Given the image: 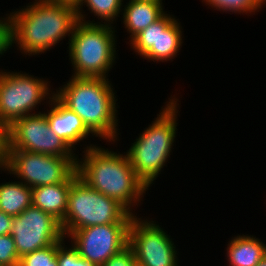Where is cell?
Instances as JSON below:
<instances>
[{
	"instance_id": "cell-1",
	"label": "cell",
	"mask_w": 266,
	"mask_h": 266,
	"mask_svg": "<svg viewBox=\"0 0 266 266\" xmlns=\"http://www.w3.org/2000/svg\"><path fill=\"white\" fill-rule=\"evenodd\" d=\"M16 10L9 13L12 46L30 57L70 40L78 21L76 6L60 1L34 0Z\"/></svg>"
},
{
	"instance_id": "cell-17",
	"label": "cell",
	"mask_w": 266,
	"mask_h": 266,
	"mask_svg": "<svg viewBox=\"0 0 266 266\" xmlns=\"http://www.w3.org/2000/svg\"><path fill=\"white\" fill-rule=\"evenodd\" d=\"M226 248L228 266H257L266 255V244L254 235L238 234L229 239Z\"/></svg>"
},
{
	"instance_id": "cell-7",
	"label": "cell",
	"mask_w": 266,
	"mask_h": 266,
	"mask_svg": "<svg viewBox=\"0 0 266 266\" xmlns=\"http://www.w3.org/2000/svg\"><path fill=\"white\" fill-rule=\"evenodd\" d=\"M50 83L23 71L0 70V121L9 126L16 119L38 113L35 109L41 103L48 105L55 96Z\"/></svg>"
},
{
	"instance_id": "cell-15",
	"label": "cell",
	"mask_w": 266,
	"mask_h": 266,
	"mask_svg": "<svg viewBox=\"0 0 266 266\" xmlns=\"http://www.w3.org/2000/svg\"><path fill=\"white\" fill-rule=\"evenodd\" d=\"M126 3V4H125ZM123 4L121 22L131 40L150 24L159 20L166 12L163 2L129 0Z\"/></svg>"
},
{
	"instance_id": "cell-24",
	"label": "cell",
	"mask_w": 266,
	"mask_h": 266,
	"mask_svg": "<svg viewBox=\"0 0 266 266\" xmlns=\"http://www.w3.org/2000/svg\"><path fill=\"white\" fill-rule=\"evenodd\" d=\"M6 16V17H5ZM0 17V58L12 49L11 20L9 14Z\"/></svg>"
},
{
	"instance_id": "cell-13",
	"label": "cell",
	"mask_w": 266,
	"mask_h": 266,
	"mask_svg": "<svg viewBox=\"0 0 266 266\" xmlns=\"http://www.w3.org/2000/svg\"><path fill=\"white\" fill-rule=\"evenodd\" d=\"M10 235L14 239L19 258L64 238L60 222L33 205L13 217Z\"/></svg>"
},
{
	"instance_id": "cell-11",
	"label": "cell",
	"mask_w": 266,
	"mask_h": 266,
	"mask_svg": "<svg viewBox=\"0 0 266 266\" xmlns=\"http://www.w3.org/2000/svg\"><path fill=\"white\" fill-rule=\"evenodd\" d=\"M176 18L166 12L128 42L130 49L149 62H172L184 43L183 27Z\"/></svg>"
},
{
	"instance_id": "cell-19",
	"label": "cell",
	"mask_w": 266,
	"mask_h": 266,
	"mask_svg": "<svg viewBox=\"0 0 266 266\" xmlns=\"http://www.w3.org/2000/svg\"><path fill=\"white\" fill-rule=\"evenodd\" d=\"M32 205V188L21 181L0 183V211L12 217Z\"/></svg>"
},
{
	"instance_id": "cell-23",
	"label": "cell",
	"mask_w": 266,
	"mask_h": 266,
	"mask_svg": "<svg viewBox=\"0 0 266 266\" xmlns=\"http://www.w3.org/2000/svg\"><path fill=\"white\" fill-rule=\"evenodd\" d=\"M19 255L10 234L0 236V266H18Z\"/></svg>"
},
{
	"instance_id": "cell-8",
	"label": "cell",
	"mask_w": 266,
	"mask_h": 266,
	"mask_svg": "<svg viewBox=\"0 0 266 266\" xmlns=\"http://www.w3.org/2000/svg\"><path fill=\"white\" fill-rule=\"evenodd\" d=\"M76 163L77 157L9 150L8 164L4 172L34 188L65 182L76 171Z\"/></svg>"
},
{
	"instance_id": "cell-12",
	"label": "cell",
	"mask_w": 266,
	"mask_h": 266,
	"mask_svg": "<svg viewBox=\"0 0 266 266\" xmlns=\"http://www.w3.org/2000/svg\"><path fill=\"white\" fill-rule=\"evenodd\" d=\"M130 224H104L74 230L66 238L78 254L93 266H102L128 246ZM70 238V239H69Z\"/></svg>"
},
{
	"instance_id": "cell-10",
	"label": "cell",
	"mask_w": 266,
	"mask_h": 266,
	"mask_svg": "<svg viewBox=\"0 0 266 266\" xmlns=\"http://www.w3.org/2000/svg\"><path fill=\"white\" fill-rule=\"evenodd\" d=\"M9 150H22L58 157L78 155L50 129L43 111L16 119L8 126Z\"/></svg>"
},
{
	"instance_id": "cell-2",
	"label": "cell",
	"mask_w": 266,
	"mask_h": 266,
	"mask_svg": "<svg viewBox=\"0 0 266 266\" xmlns=\"http://www.w3.org/2000/svg\"><path fill=\"white\" fill-rule=\"evenodd\" d=\"M81 157L77 156L78 177L89 187L122 204L137 216L134 207L143 203L148 186L137 176L126 152L99 144H85ZM104 147V148H102ZM134 210V211H133Z\"/></svg>"
},
{
	"instance_id": "cell-14",
	"label": "cell",
	"mask_w": 266,
	"mask_h": 266,
	"mask_svg": "<svg viewBox=\"0 0 266 266\" xmlns=\"http://www.w3.org/2000/svg\"><path fill=\"white\" fill-rule=\"evenodd\" d=\"M49 110L44 111L50 129L62 139L74 152L76 145L86 142L92 133L86 128L82 119L69 108L64 106L55 96L48 104ZM79 143V144H78Z\"/></svg>"
},
{
	"instance_id": "cell-5",
	"label": "cell",
	"mask_w": 266,
	"mask_h": 266,
	"mask_svg": "<svg viewBox=\"0 0 266 266\" xmlns=\"http://www.w3.org/2000/svg\"><path fill=\"white\" fill-rule=\"evenodd\" d=\"M116 26L77 21L68 41L71 76L107 78L115 66L117 53Z\"/></svg>"
},
{
	"instance_id": "cell-28",
	"label": "cell",
	"mask_w": 266,
	"mask_h": 266,
	"mask_svg": "<svg viewBox=\"0 0 266 266\" xmlns=\"http://www.w3.org/2000/svg\"><path fill=\"white\" fill-rule=\"evenodd\" d=\"M53 1H60V2H64V3L73 4L76 6L80 0H53Z\"/></svg>"
},
{
	"instance_id": "cell-21",
	"label": "cell",
	"mask_w": 266,
	"mask_h": 266,
	"mask_svg": "<svg viewBox=\"0 0 266 266\" xmlns=\"http://www.w3.org/2000/svg\"><path fill=\"white\" fill-rule=\"evenodd\" d=\"M58 242L22 256L18 266H58Z\"/></svg>"
},
{
	"instance_id": "cell-3",
	"label": "cell",
	"mask_w": 266,
	"mask_h": 266,
	"mask_svg": "<svg viewBox=\"0 0 266 266\" xmlns=\"http://www.w3.org/2000/svg\"><path fill=\"white\" fill-rule=\"evenodd\" d=\"M63 83L55 89V97L74 111L100 141H119L118 96L112 82L107 78L71 76Z\"/></svg>"
},
{
	"instance_id": "cell-26",
	"label": "cell",
	"mask_w": 266,
	"mask_h": 266,
	"mask_svg": "<svg viewBox=\"0 0 266 266\" xmlns=\"http://www.w3.org/2000/svg\"><path fill=\"white\" fill-rule=\"evenodd\" d=\"M9 136L8 125L0 121V172L4 171L8 164Z\"/></svg>"
},
{
	"instance_id": "cell-9",
	"label": "cell",
	"mask_w": 266,
	"mask_h": 266,
	"mask_svg": "<svg viewBox=\"0 0 266 266\" xmlns=\"http://www.w3.org/2000/svg\"><path fill=\"white\" fill-rule=\"evenodd\" d=\"M151 219L138 215L130 222L128 246L138 266H180L179 251L173 239L158 221Z\"/></svg>"
},
{
	"instance_id": "cell-18",
	"label": "cell",
	"mask_w": 266,
	"mask_h": 266,
	"mask_svg": "<svg viewBox=\"0 0 266 266\" xmlns=\"http://www.w3.org/2000/svg\"><path fill=\"white\" fill-rule=\"evenodd\" d=\"M125 0H80L79 3L76 5V13L77 19L79 21L89 23V24H106L114 26V23L120 17L123 9V4ZM87 7V11L94 15L95 19L87 20V16L89 13H85L83 8ZM84 6V7H83ZM85 13V14H84ZM104 21V22H103Z\"/></svg>"
},
{
	"instance_id": "cell-29",
	"label": "cell",
	"mask_w": 266,
	"mask_h": 266,
	"mask_svg": "<svg viewBox=\"0 0 266 266\" xmlns=\"http://www.w3.org/2000/svg\"><path fill=\"white\" fill-rule=\"evenodd\" d=\"M257 266H266V255L261 259Z\"/></svg>"
},
{
	"instance_id": "cell-6",
	"label": "cell",
	"mask_w": 266,
	"mask_h": 266,
	"mask_svg": "<svg viewBox=\"0 0 266 266\" xmlns=\"http://www.w3.org/2000/svg\"><path fill=\"white\" fill-rule=\"evenodd\" d=\"M134 215L118 201L89 187L77 177L68 192L61 228L64 237L74 230L104 224H130Z\"/></svg>"
},
{
	"instance_id": "cell-25",
	"label": "cell",
	"mask_w": 266,
	"mask_h": 266,
	"mask_svg": "<svg viewBox=\"0 0 266 266\" xmlns=\"http://www.w3.org/2000/svg\"><path fill=\"white\" fill-rule=\"evenodd\" d=\"M102 266H138L133 250L127 246L118 254L111 256Z\"/></svg>"
},
{
	"instance_id": "cell-16",
	"label": "cell",
	"mask_w": 266,
	"mask_h": 266,
	"mask_svg": "<svg viewBox=\"0 0 266 266\" xmlns=\"http://www.w3.org/2000/svg\"><path fill=\"white\" fill-rule=\"evenodd\" d=\"M78 177L75 171L65 182L32 188V205L52 215L60 224L67 211L68 192Z\"/></svg>"
},
{
	"instance_id": "cell-22",
	"label": "cell",
	"mask_w": 266,
	"mask_h": 266,
	"mask_svg": "<svg viewBox=\"0 0 266 266\" xmlns=\"http://www.w3.org/2000/svg\"><path fill=\"white\" fill-rule=\"evenodd\" d=\"M66 241L67 239L64 237L58 242V266H93L78 254V251L70 244V241H68L69 245H65L68 244Z\"/></svg>"
},
{
	"instance_id": "cell-27",
	"label": "cell",
	"mask_w": 266,
	"mask_h": 266,
	"mask_svg": "<svg viewBox=\"0 0 266 266\" xmlns=\"http://www.w3.org/2000/svg\"><path fill=\"white\" fill-rule=\"evenodd\" d=\"M13 217L0 211V236L10 234Z\"/></svg>"
},
{
	"instance_id": "cell-30",
	"label": "cell",
	"mask_w": 266,
	"mask_h": 266,
	"mask_svg": "<svg viewBox=\"0 0 266 266\" xmlns=\"http://www.w3.org/2000/svg\"><path fill=\"white\" fill-rule=\"evenodd\" d=\"M145 1H155V2H162L163 0H145Z\"/></svg>"
},
{
	"instance_id": "cell-4",
	"label": "cell",
	"mask_w": 266,
	"mask_h": 266,
	"mask_svg": "<svg viewBox=\"0 0 266 266\" xmlns=\"http://www.w3.org/2000/svg\"><path fill=\"white\" fill-rule=\"evenodd\" d=\"M178 102V97L171 95L154 121L144 128L126 151L131 166L148 188L155 184L173 153L180 115Z\"/></svg>"
},
{
	"instance_id": "cell-20",
	"label": "cell",
	"mask_w": 266,
	"mask_h": 266,
	"mask_svg": "<svg viewBox=\"0 0 266 266\" xmlns=\"http://www.w3.org/2000/svg\"><path fill=\"white\" fill-rule=\"evenodd\" d=\"M206 6L214 10L231 14L255 15L266 6V0H202Z\"/></svg>"
}]
</instances>
